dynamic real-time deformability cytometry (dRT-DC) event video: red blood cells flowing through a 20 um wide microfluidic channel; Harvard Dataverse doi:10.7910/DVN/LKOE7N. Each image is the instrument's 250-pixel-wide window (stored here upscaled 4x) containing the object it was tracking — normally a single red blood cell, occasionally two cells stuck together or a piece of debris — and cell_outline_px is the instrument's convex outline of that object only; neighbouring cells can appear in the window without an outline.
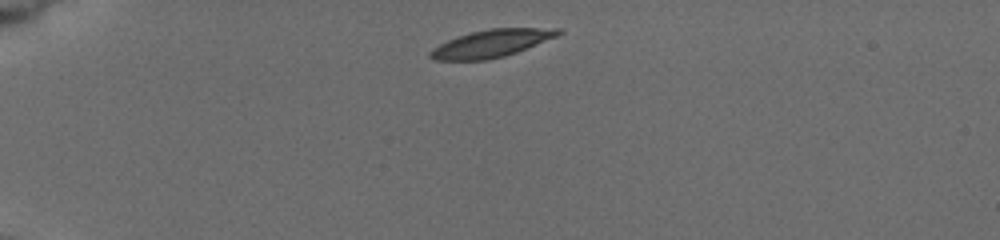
{"species": "common noctule bat (a hibernating species)", "species_latin": "Nyctalus noctula", "temperature_condition": "cold", "stored_images_in_passage": 4, "camera_frame_rate_fps": 3000, "um_per_image_px": 0.085, "animal": {"sex": "female", "body_mass_g": 19.5, "forearm_length_mm": 54.1}, "frame": {"image": 1, "passage_image": 1, "time_ms": 0.0, "image_size_px": [1000, 240], "cell_outline_px": [[564, 32], [556, 36], [516, 52], [504, 56], [484, 60], [436, 60], [428, 56], [428, 52], [432, 48], [456, 36], [488, 28], [560, 28]], "centroid_in_image_um": [41.74, 3.68], "position_along_channel_um": 43.3, "area_um2": 20.35}}
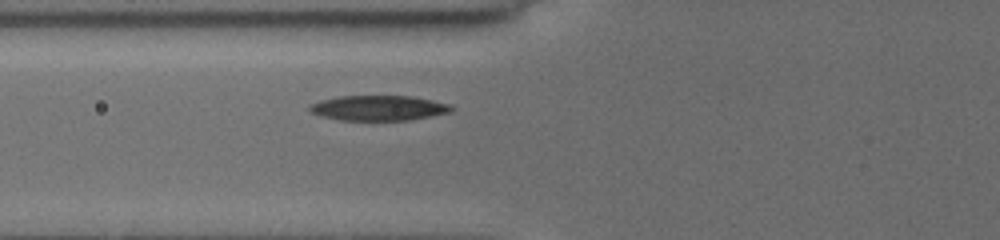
{"frame": {"image": 2, "passage_image": 4, "time_ms": 2.667, "image_size_px": [1000, 240], "cell_outline_px": [[456, 108], [452, 112], [408, 120], [340, 120], [320, 116], [308, 112], [308, 104], [320, 100], [340, 96], [412, 96], [452, 104]], "centroid_in_image_um": [32.17, 9.18], "position_along_channel_um": 93.6, "area_um2": 21.04}}